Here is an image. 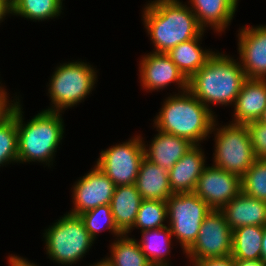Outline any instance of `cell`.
<instances>
[{
    "label": "cell",
    "mask_w": 266,
    "mask_h": 266,
    "mask_svg": "<svg viewBox=\"0 0 266 266\" xmlns=\"http://www.w3.org/2000/svg\"><path fill=\"white\" fill-rule=\"evenodd\" d=\"M143 13L144 26L155 47L153 52L167 53L204 32L191 8L180 0L151 1Z\"/></svg>",
    "instance_id": "1"
},
{
    "label": "cell",
    "mask_w": 266,
    "mask_h": 266,
    "mask_svg": "<svg viewBox=\"0 0 266 266\" xmlns=\"http://www.w3.org/2000/svg\"><path fill=\"white\" fill-rule=\"evenodd\" d=\"M246 79L239 61L215 52L188 80V90L212 111L210 104L234 105Z\"/></svg>",
    "instance_id": "2"
},
{
    "label": "cell",
    "mask_w": 266,
    "mask_h": 266,
    "mask_svg": "<svg viewBox=\"0 0 266 266\" xmlns=\"http://www.w3.org/2000/svg\"><path fill=\"white\" fill-rule=\"evenodd\" d=\"M179 93L165 99L154 127L199 145L211 134L215 115L189 90Z\"/></svg>",
    "instance_id": "3"
},
{
    "label": "cell",
    "mask_w": 266,
    "mask_h": 266,
    "mask_svg": "<svg viewBox=\"0 0 266 266\" xmlns=\"http://www.w3.org/2000/svg\"><path fill=\"white\" fill-rule=\"evenodd\" d=\"M16 127L18 134V162H41L50 164L63 138L62 112L43 110L27 124L16 97ZM24 122V123H23Z\"/></svg>",
    "instance_id": "4"
},
{
    "label": "cell",
    "mask_w": 266,
    "mask_h": 266,
    "mask_svg": "<svg viewBox=\"0 0 266 266\" xmlns=\"http://www.w3.org/2000/svg\"><path fill=\"white\" fill-rule=\"evenodd\" d=\"M43 237L48 257L67 266L83 258L94 241L80 216L69 213L46 229Z\"/></svg>",
    "instance_id": "5"
},
{
    "label": "cell",
    "mask_w": 266,
    "mask_h": 266,
    "mask_svg": "<svg viewBox=\"0 0 266 266\" xmlns=\"http://www.w3.org/2000/svg\"><path fill=\"white\" fill-rule=\"evenodd\" d=\"M96 73L91 65L82 61L60 64L48 85L52 106L45 110L63 112V109L83 101L94 89Z\"/></svg>",
    "instance_id": "6"
},
{
    "label": "cell",
    "mask_w": 266,
    "mask_h": 266,
    "mask_svg": "<svg viewBox=\"0 0 266 266\" xmlns=\"http://www.w3.org/2000/svg\"><path fill=\"white\" fill-rule=\"evenodd\" d=\"M215 122L211 130V133L216 131L213 165L242 178L257 159L247 126L229 123L215 128Z\"/></svg>",
    "instance_id": "7"
},
{
    "label": "cell",
    "mask_w": 266,
    "mask_h": 266,
    "mask_svg": "<svg viewBox=\"0 0 266 266\" xmlns=\"http://www.w3.org/2000/svg\"><path fill=\"white\" fill-rule=\"evenodd\" d=\"M169 227L185 253L195 242L210 206L194 192L172 194L167 200Z\"/></svg>",
    "instance_id": "8"
},
{
    "label": "cell",
    "mask_w": 266,
    "mask_h": 266,
    "mask_svg": "<svg viewBox=\"0 0 266 266\" xmlns=\"http://www.w3.org/2000/svg\"><path fill=\"white\" fill-rule=\"evenodd\" d=\"M142 137L136 135L122 144L102 150L96 166L116 185L135 184L144 159Z\"/></svg>",
    "instance_id": "9"
},
{
    "label": "cell",
    "mask_w": 266,
    "mask_h": 266,
    "mask_svg": "<svg viewBox=\"0 0 266 266\" xmlns=\"http://www.w3.org/2000/svg\"><path fill=\"white\" fill-rule=\"evenodd\" d=\"M232 252V230L220 210H212L203 220L197 239L185 252L191 263L199 259L221 258Z\"/></svg>",
    "instance_id": "10"
},
{
    "label": "cell",
    "mask_w": 266,
    "mask_h": 266,
    "mask_svg": "<svg viewBox=\"0 0 266 266\" xmlns=\"http://www.w3.org/2000/svg\"><path fill=\"white\" fill-rule=\"evenodd\" d=\"M241 192L242 178L214 165L205 167L194 189L212 210H221Z\"/></svg>",
    "instance_id": "11"
},
{
    "label": "cell",
    "mask_w": 266,
    "mask_h": 266,
    "mask_svg": "<svg viewBox=\"0 0 266 266\" xmlns=\"http://www.w3.org/2000/svg\"><path fill=\"white\" fill-rule=\"evenodd\" d=\"M116 185L96 165L75 182L73 186V209L69 214H80L101 205H110Z\"/></svg>",
    "instance_id": "12"
},
{
    "label": "cell",
    "mask_w": 266,
    "mask_h": 266,
    "mask_svg": "<svg viewBox=\"0 0 266 266\" xmlns=\"http://www.w3.org/2000/svg\"><path fill=\"white\" fill-rule=\"evenodd\" d=\"M140 83L145 90H161L171 83L184 92L188 90V80L166 53L150 52L140 61Z\"/></svg>",
    "instance_id": "13"
},
{
    "label": "cell",
    "mask_w": 266,
    "mask_h": 266,
    "mask_svg": "<svg viewBox=\"0 0 266 266\" xmlns=\"http://www.w3.org/2000/svg\"><path fill=\"white\" fill-rule=\"evenodd\" d=\"M239 31V60L246 77L266 79V25L242 27Z\"/></svg>",
    "instance_id": "14"
},
{
    "label": "cell",
    "mask_w": 266,
    "mask_h": 266,
    "mask_svg": "<svg viewBox=\"0 0 266 266\" xmlns=\"http://www.w3.org/2000/svg\"><path fill=\"white\" fill-rule=\"evenodd\" d=\"M233 124L259 121L266 108V79L247 78L234 103Z\"/></svg>",
    "instance_id": "15"
},
{
    "label": "cell",
    "mask_w": 266,
    "mask_h": 266,
    "mask_svg": "<svg viewBox=\"0 0 266 266\" xmlns=\"http://www.w3.org/2000/svg\"><path fill=\"white\" fill-rule=\"evenodd\" d=\"M198 146L194 145L169 170V184L173 194L194 192L197 181L206 167L204 152Z\"/></svg>",
    "instance_id": "16"
},
{
    "label": "cell",
    "mask_w": 266,
    "mask_h": 266,
    "mask_svg": "<svg viewBox=\"0 0 266 266\" xmlns=\"http://www.w3.org/2000/svg\"><path fill=\"white\" fill-rule=\"evenodd\" d=\"M220 211L232 231L241 226L266 225V202L253 198L243 191Z\"/></svg>",
    "instance_id": "17"
},
{
    "label": "cell",
    "mask_w": 266,
    "mask_h": 266,
    "mask_svg": "<svg viewBox=\"0 0 266 266\" xmlns=\"http://www.w3.org/2000/svg\"><path fill=\"white\" fill-rule=\"evenodd\" d=\"M157 131L158 134L152 140L149 148H147V145L142 141L144 158L169 171L194 144L185 138L165 133L161 130Z\"/></svg>",
    "instance_id": "18"
},
{
    "label": "cell",
    "mask_w": 266,
    "mask_h": 266,
    "mask_svg": "<svg viewBox=\"0 0 266 266\" xmlns=\"http://www.w3.org/2000/svg\"><path fill=\"white\" fill-rule=\"evenodd\" d=\"M189 2L198 24L204 30L209 25L219 33L230 25L238 4V0H190Z\"/></svg>",
    "instance_id": "19"
},
{
    "label": "cell",
    "mask_w": 266,
    "mask_h": 266,
    "mask_svg": "<svg viewBox=\"0 0 266 266\" xmlns=\"http://www.w3.org/2000/svg\"><path fill=\"white\" fill-rule=\"evenodd\" d=\"M142 199L166 201L173 193L169 184V171L143 159L135 183Z\"/></svg>",
    "instance_id": "20"
},
{
    "label": "cell",
    "mask_w": 266,
    "mask_h": 266,
    "mask_svg": "<svg viewBox=\"0 0 266 266\" xmlns=\"http://www.w3.org/2000/svg\"><path fill=\"white\" fill-rule=\"evenodd\" d=\"M142 200L135 184L116 186L110 206L115 224L123 234L133 227Z\"/></svg>",
    "instance_id": "21"
},
{
    "label": "cell",
    "mask_w": 266,
    "mask_h": 266,
    "mask_svg": "<svg viewBox=\"0 0 266 266\" xmlns=\"http://www.w3.org/2000/svg\"><path fill=\"white\" fill-rule=\"evenodd\" d=\"M203 33L194 39L178 44L166 53L187 80L203 67L215 53L200 47L199 41L204 35Z\"/></svg>",
    "instance_id": "22"
},
{
    "label": "cell",
    "mask_w": 266,
    "mask_h": 266,
    "mask_svg": "<svg viewBox=\"0 0 266 266\" xmlns=\"http://www.w3.org/2000/svg\"><path fill=\"white\" fill-rule=\"evenodd\" d=\"M264 226H241L232 231V252L234 260L261 259Z\"/></svg>",
    "instance_id": "23"
},
{
    "label": "cell",
    "mask_w": 266,
    "mask_h": 266,
    "mask_svg": "<svg viewBox=\"0 0 266 266\" xmlns=\"http://www.w3.org/2000/svg\"><path fill=\"white\" fill-rule=\"evenodd\" d=\"M142 238L138 241L142 252L153 266H169L167 254L171 252L172 233L170 227H161L141 231ZM140 242V243H139Z\"/></svg>",
    "instance_id": "24"
},
{
    "label": "cell",
    "mask_w": 266,
    "mask_h": 266,
    "mask_svg": "<svg viewBox=\"0 0 266 266\" xmlns=\"http://www.w3.org/2000/svg\"><path fill=\"white\" fill-rule=\"evenodd\" d=\"M111 244V256L107 257L114 266H153L142 252L137 240L122 234Z\"/></svg>",
    "instance_id": "25"
},
{
    "label": "cell",
    "mask_w": 266,
    "mask_h": 266,
    "mask_svg": "<svg viewBox=\"0 0 266 266\" xmlns=\"http://www.w3.org/2000/svg\"><path fill=\"white\" fill-rule=\"evenodd\" d=\"M63 0H11L12 15L33 21H43L60 16Z\"/></svg>",
    "instance_id": "26"
},
{
    "label": "cell",
    "mask_w": 266,
    "mask_h": 266,
    "mask_svg": "<svg viewBox=\"0 0 266 266\" xmlns=\"http://www.w3.org/2000/svg\"><path fill=\"white\" fill-rule=\"evenodd\" d=\"M11 162H18L16 102H14L10 114L0 122V166Z\"/></svg>",
    "instance_id": "27"
},
{
    "label": "cell",
    "mask_w": 266,
    "mask_h": 266,
    "mask_svg": "<svg viewBox=\"0 0 266 266\" xmlns=\"http://www.w3.org/2000/svg\"><path fill=\"white\" fill-rule=\"evenodd\" d=\"M167 218L166 201L143 199L134 225L126 234L128 235L134 227L140 228L141 231L166 227L163 222L166 221Z\"/></svg>",
    "instance_id": "28"
},
{
    "label": "cell",
    "mask_w": 266,
    "mask_h": 266,
    "mask_svg": "<svg viewBox=\"0 0 266 266\" xmlns=\"http://www.w3.org/2000/svg\"><path fill=\"white\" fill-rule=\"evenodd\" d=\"M85 224V228L95 240L96 235L102 230H109L117 237L123 233L117 228L110 205H101L79 215ZM98 233V234H97Z\"/></svg>",
    "instance_id": "29"
},
{
    "label": "cell",
    "mask_w": 266,
    "mask_h": 266,
    "mask_svg": "<svg viewBox=\"0 0 266 266\" xmlns=\"http://www.w3.org/2000/svg\"><path fill=\"white\" fill-rule=\"evenodd\" d=\"M242 191L266 202V159H256L242 177Z\"/></svg>",
    "instance_id": "30"
},
{
    "label": "cell",
    "mask_w": 266,
    "mask_h": 266,
    "mask_svg": "<svg viewBox=\"0 0 266 266\" xmlns=\"http://www.w3.org/2000/svg\"><path fill=\"white\" fill-rule=\"evenodd\" d=\"M245 125L247 126L256 158L266 159V124L260 121H253Z\"/></svg>",
    "instance_id": "31"
},
{
    "label": "cell",
    "mask_w": 266,
    "mask_h": 266,
    "mask_svg": "<svg viewBox=\"0 0 266 266\" xmlns=\"http://www.w3.org/2000/svg\"><path fill=\"white\" fill-rule=\"evenodd\" d=\"M192 266H236L234 258L230 255L221 258L199 259L192 263Z\"/></svg>",
    "instance_id": "32"
},
{
    "label": "cell",
    "mask_w": 266,
    "mask_h": 266,
    "mask_svg": "<svg viewBox=\"0 0 266 266\" xmlns=\"http://www.w3.org/2000/svg\"><path fill=\"white\" fill-rule=\"evenodd\" d=\"M7 95V92L3 89L2 86H0V122L10 114L15 102L14 100L9 101V97Z\"/></svg>",
    "instance_id": "33"
},
{
    "label": "cell",
    "mask_w": 266,
    "mask_h": 266,
    "mask_svg": "<svg viewBox=\"0 0 266 266\" xmlns=\"http://www.w3.org/2000/svg\"><path fill=\"white\" fill-rule=\"evenodd\" d=\"M8 262L9 266H37L36 264L27 261V259L16 255H10L8 258Z\"/></svg>",
    "instance_id": "34"
},
{
    "label": "cell",
    "mask_w": 266,
    "mask_h": 266,
    "mask_svg": "<svg viewBox=\"0 0 266 266\" xmlns=\"http://www.w3.org/2000/svg\"><path fill=\"white\" fill-rule=\"evenodd\" d=\"M7 14H12L11 0H0V23Z\"/></svg>",
    "instance_id": "35"
},
{
    "label": "cell",
    "mask_w": 266,
    "mask_h": 266,
    "mask_svg": "<svg viewBox=\"0 0 266 266\" xmlns=\"http://www.w3.org/2000/svg\"><path fill=\"white\" fill-rule=\"evenodd\" d=\"M236 266H266L261 259L256 260H235Z\"/></svg>",
    "instance_id": "36"
},
{
    "label": "cell",
    "mask_w": 266,
    "mask_h": 266,
    "mask_svg": "<svg viewBox=\"0 0 266 266\" xmlns=\"http://www.w3.org/2000/svg\"><path fill=\"white\" fill-rule=\"evenodd\" d=\"M261 260L266 263V225L263 229Z\"/></svg>",
    "instance_id": "37"
},
{
    "label": "cell",
    "mask_w": 266,
    "mask_h": 266,
    "mask_svg": "<svg viewBox=\"0 0 266 266\" xmlns=\"http://www.w3.org/2000/svg\"><path fill=\"white\" fill-rule=\"evenodd\" d=\"M90 266H114L108 258L102 259L100 262Z\"/></svg>",
    "instance_id": "38"
},
{
    "label": "cell",
    "mask_w": 266,
    "mask_h": 266,
    "mask_svg": "<svg viewBox=\"0 0 266 266\" xmlns=\"http://www.w3.org/2000/svg\"><path fill=\"white\" fill-rule=\"evenodd\" d=\"M259 121L266 124V108L264 109L263 114L261 118L259 119Z\"/></svg>",
    "instance_id": "39"
}]
</instances>
